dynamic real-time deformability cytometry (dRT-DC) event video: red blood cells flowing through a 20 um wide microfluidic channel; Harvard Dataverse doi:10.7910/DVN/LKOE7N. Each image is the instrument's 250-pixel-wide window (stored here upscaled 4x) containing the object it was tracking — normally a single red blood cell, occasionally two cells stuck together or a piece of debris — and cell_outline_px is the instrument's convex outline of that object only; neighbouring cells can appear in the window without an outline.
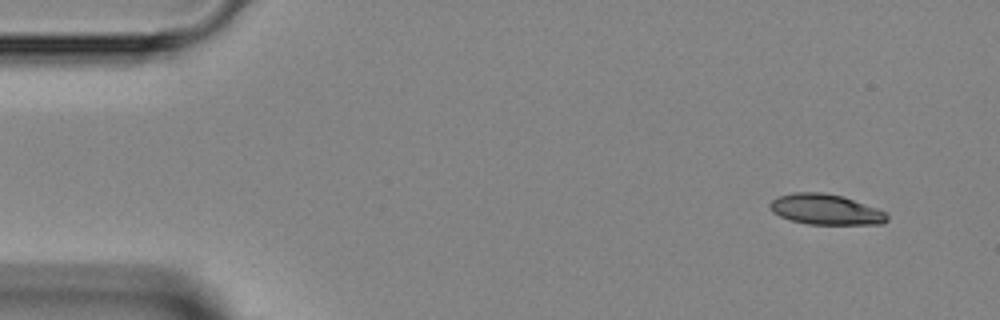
{"species": "Egyptian fruit bat (a non-hibernating species)", "species_latin": "Rousettus aegyptiacus", "temperature_condition": "room temperature", "stored_images_in_passage": 4, "segment_of_instrument_passage": [2, 2], "camera_frame_rate_fps": 3000, "um_per_image_px": 0.085, "animal": {"sex": "female"}, "frame": {"image": 1, "passage_image": 4, "time_ms": 4.0, "image_size_px": [1000, 320], "cell_outline_px": [[888, 220], [884, 224], [808, 224], [792, 220], [780, 216], [772, 212], [768, 204], [776, 196], [792, 192], [824, 192], [844, 196], [876, 208], [884, 212], [888, 216]], "centroid_in_image_um": [70.16, 17.79], "position_along_channel_um": 14.8, "area_um2": 20.92}}